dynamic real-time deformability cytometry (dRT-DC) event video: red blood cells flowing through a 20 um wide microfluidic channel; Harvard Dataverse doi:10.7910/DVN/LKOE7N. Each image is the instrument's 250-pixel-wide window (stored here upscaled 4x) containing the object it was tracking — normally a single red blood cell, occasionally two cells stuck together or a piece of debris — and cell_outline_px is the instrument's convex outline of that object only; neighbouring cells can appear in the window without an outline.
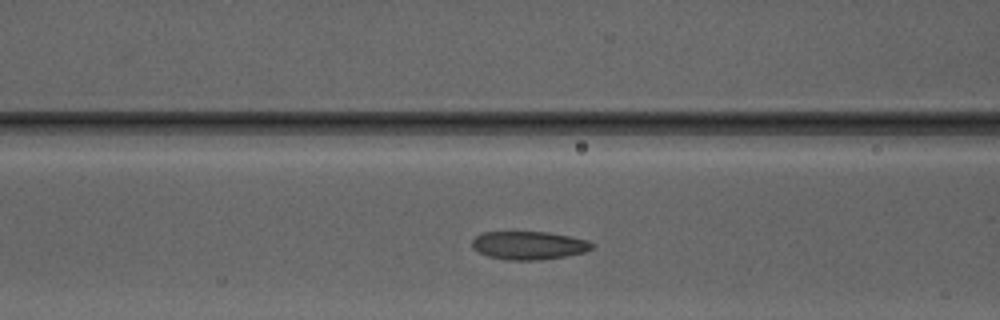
{"species": "Egyptian fruit bat (a non-hibernating species)", "species_latin": "Rousettus aegyptiacus", "temperature_condition": "warm", "stored_images_in_passage": 31, "camera_frame_rate_fps": 3000, "um_per_image_px": 0.085, "animal": {"sex": "male"}, "frame": {"image": 1, "passage_image": 11, "time_ms": 3.333, "image_size_px": [1000, 320], "cell_outline_px": [[596, 244], [592, 248], [584, 252], [564, 256], [540, 260], [508, 260], [488, 256], [472, 248], [472, 240], [476, 236], [484, 232], [548, 232], [588, 240]], "centroid_in_image_um": [44.96, 20.85], "position_along_channel_um": 121.6, "area_um2": 19.65}}
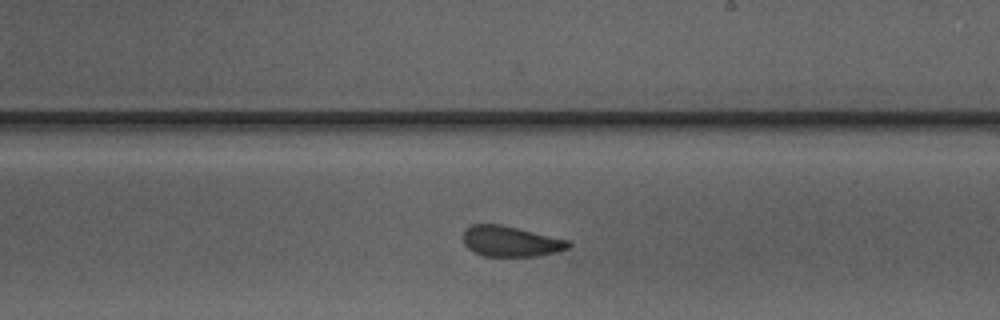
{"frame": {"image": 2, "passage_image": 20, "time_ms": 6.333, "image_size_px": [1000, 320], "cell_outline_px": [[572, 244], [568, 248], [556, 252], [536, 256], [484, 256], [472, 252], [464, 244], [464, 228], [472, 224], [500, 224], [568, 240]], "centroid_in_image_um": [43.37, 20.51], "position_along_channel_um": 245.6, "area_um2": 18.67}}
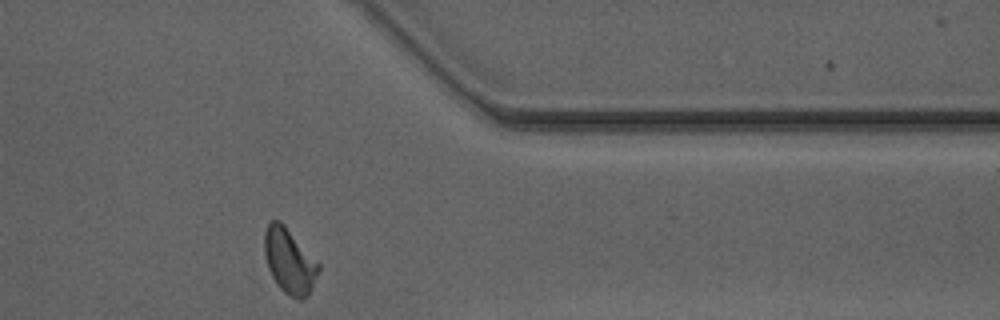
{"frame": {"image": 3, "passage_image": 31, "time_ms": 10.0, "image_size_px": [1000, 320], "cell_outline_px": [[320, 268], [312, 288], [308, 296], [300, 300], [288, 296], [276, 284], [268, 268], [264, 252], [264, 232], [268, 220], [280, 220], [284, 224], [320, 264]], "centroid_in_image_um": [24.58, 22.18], "position_along_channel_um": 386.8, "area_um2": 20.69}, "authors_computed_cell_mechanics": {"area_um2": 20.1144, "velocity_mm_per_s": 4.1364, "shape_relaxation_time_tau1_ms": null, "shape_relaxation_time_tau2_ms": 1.4227, "deformation_change_tau1": null, "deformation_change_tau2": 0.0819}}